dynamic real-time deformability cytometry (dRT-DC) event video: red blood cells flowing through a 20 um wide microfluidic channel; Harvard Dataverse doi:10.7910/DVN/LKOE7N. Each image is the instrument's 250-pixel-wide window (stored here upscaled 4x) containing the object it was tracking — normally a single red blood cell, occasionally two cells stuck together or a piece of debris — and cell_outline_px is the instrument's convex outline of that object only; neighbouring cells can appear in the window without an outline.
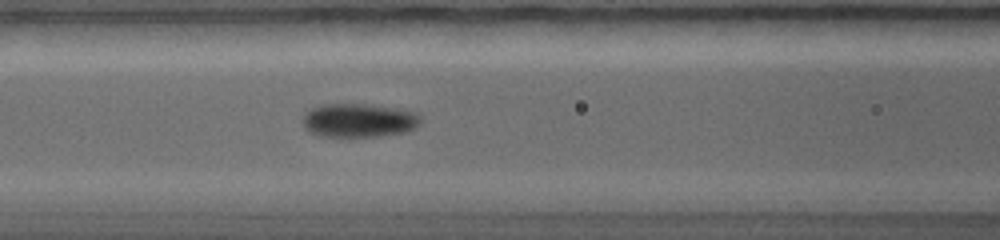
{"species": "common noctule bat (a hibernating species)", "species_latin": "Nyctalus noctula", "temperature_condition": "warm", "stored_images_in_passage": 7, "camera_frame_rate_fps": 5000, "um_per_image_px": 0.085, "animal": {"sex": "female", "body_mass_g": 19.0, "forearm_length_mm": 56.7}, "frame": {"image": 1, "passage_image": 4, "time_ms": 1.6, "image_size_px": [1000, 240], "cell_outline_px": [[420, 124], [416, 128], [404, 132], [380, 136], [320, 136], [308, 132], [304, 128], [304, 112], [320, 104], [368, 104], [396, 108], [416, 112], [420, 116]], "centroid_in_image_um": [30.49, 10.22], "position_along_channel_um": 136.1, "area_um2": 23.29}}
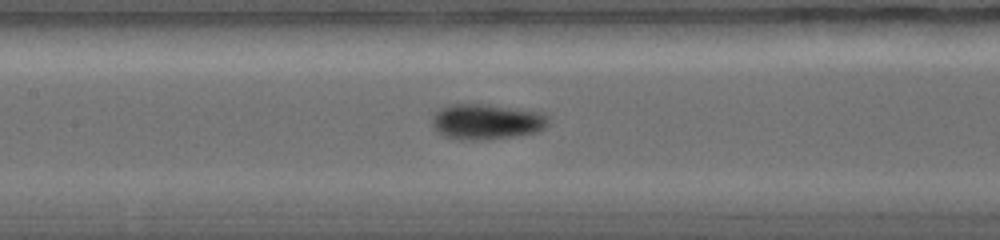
{"frame": {"image": 2, "passage_image": 5, "time_ms": 2.2, "image_size_px": [1000, 240], "cell_outline_px": [[548, 124], [544, 128], [536, 132], [512, 136], [484, 140], [460, 140], [444, 136], [436, 132], [432, 128], [432, 116], [440, 108], [448, 104], [488, 104], [544, 112], [548, 116]], "centroid_in_image_um": [41.33, 10.33], "position_along_channel_um": 166.1, "area_um2": 24.39}}
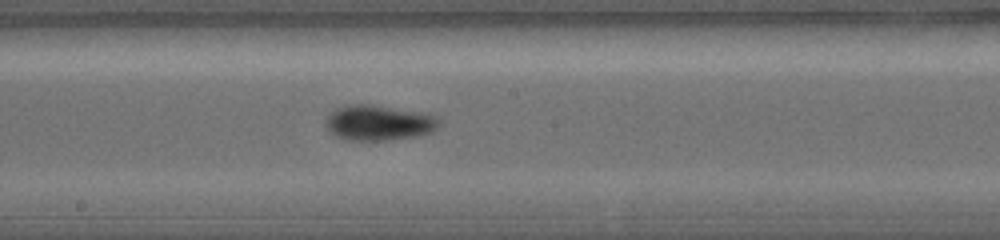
{"frame": {"image": 3, "passage_image": 7, "time_ms": 3.2, "image_size_px": [1000, 240], "cell_outline_px": [[440, 124], [432, 132], [416, 136], [388, 140], [348, 140], [336, 136], [324, 124], [328, 116], [336, 108], [348, 104], [368, 104], [424, 112], [436, 116], [440, 120]], "centroid_in_image_um": [32.22, 10.43], "position_along_channel_um": 216.0, "area_um2": 23.35}}